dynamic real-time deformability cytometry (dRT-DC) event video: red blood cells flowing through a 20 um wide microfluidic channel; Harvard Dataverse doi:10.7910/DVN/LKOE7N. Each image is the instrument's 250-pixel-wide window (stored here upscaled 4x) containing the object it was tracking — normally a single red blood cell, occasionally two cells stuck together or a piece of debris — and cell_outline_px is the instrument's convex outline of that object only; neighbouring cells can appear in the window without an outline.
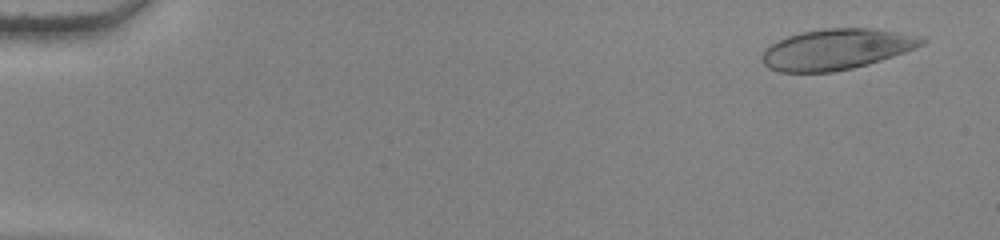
{"species": "human", "species_latin": "Homo sapiens", "temperature_condition": "warm", "stored_images_in_passage": 54, "camera_frame_rate_fps": 3000, "um_per_image_px": 0.085, "donor": {"sex": "female"}, "frame": {"image": 1, "passage_image": 3, "time_ms": 0.667, "image_size_px": [1000, 240], "cell_outline_px": [[928, 40], [924, 44], [904, 52], [852, 68], [832, 72], [780, 72], [768, 68], [764, 64], [764, 52], [772, 44], [788, 36], [804, 32], [828, 28], [864, 28], [888, 32]], "centroid_in_image_um": [71.02, 4.21], "position_along_channel_um": 14.0, "area_um2": 36.41}}
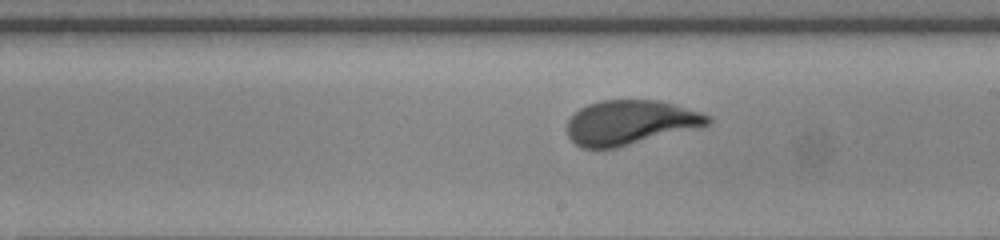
{"frame": {"image": 2, "passage_image": 32, "time_ms": 10.333, "image_size_px": [1000, 240], "cell_outline_px": [[712, 120], [708, 124], [616, 148], [580, 148], [568, 136], [568, 120], [580, 108], [588, 104], [604, 100], [660, 100], [700, 112], [708, 116]], "centroid_in_image_um": [53.52, 10.4], "position_along_channel_um": 235.5, "area_um2": 35.84}}
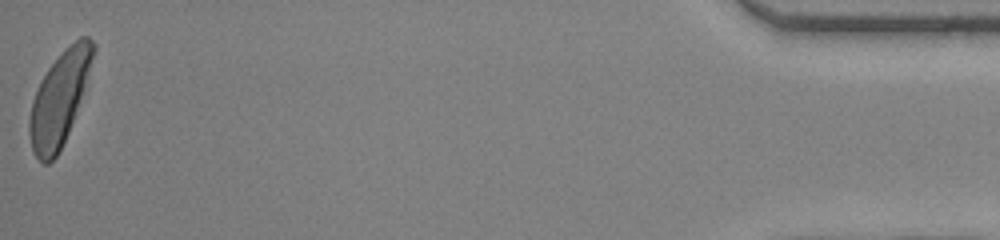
{"frame": {"image": 3, "passage_image": 54, "time_ms": 17.667, "image_size_px": [1000, 240], "cell_outline_px": [[96, 48], [68, 132], [56, 156], [48, 164], [40, 164], [32, 152], [28, 132], [28, 120], [32, 100], [48, 68], [64, 48], [80, 36], [88, 36], [96, 44]], "centroid_in_image_um": [5.0, 8.4], "position_along_channel_um": 430.2, "area_um2": 33.81}, "authors_computed_cell_mechanics": {"area_um2": 36.4718, "velocity_mm_per_s": 3.8322, "shape_relaxation_time_tau1_ms": 3.6495, "shape_relaxation_time_tau2_ms": null, "deformation_change_tau1": 0.1647, "deformation_change_tau2": null}}